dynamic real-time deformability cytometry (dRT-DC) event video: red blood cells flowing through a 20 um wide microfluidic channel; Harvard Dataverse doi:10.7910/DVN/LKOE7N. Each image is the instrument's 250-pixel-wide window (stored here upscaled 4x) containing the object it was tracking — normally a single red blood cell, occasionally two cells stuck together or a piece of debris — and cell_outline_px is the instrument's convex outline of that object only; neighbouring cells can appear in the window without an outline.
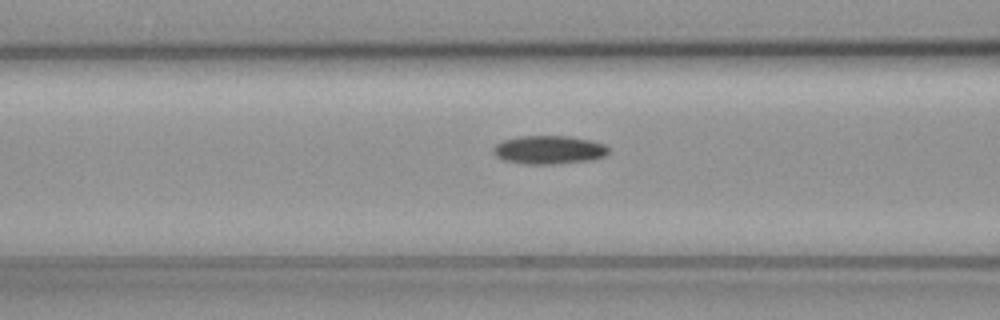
{"species": "common noctule bat (a hibernating species)", "species_latin": "Nyctalus noctula", "temperature_condition": "cold", "stored_images_in_passage": 8, "camera_frame_rate_fps": 3000, "um_per_image_px": 0.085, "animal": {"sex": "female", "body_mass_g": 19.3, "forearm_length_mm": 54.1}, "frame": {"image": 1, "passage_image": 6, "time_ms": 1.667, "image_size_px": [1000, 320], "cell_outline_px": [[608, 152], [604, 156], [592, 160], [552, 164], [524, 164], [504, 160], [496, 156], [492, 152], [492, 148], [496, 144], [504, 140], [520, 136], [568, 136], [592, 140], [604, 144], [608, 148]], "centroid_in_image_um": [46.65, 12.73], "position_along_channel_um": 120.0, "area_um2": 19.13}}